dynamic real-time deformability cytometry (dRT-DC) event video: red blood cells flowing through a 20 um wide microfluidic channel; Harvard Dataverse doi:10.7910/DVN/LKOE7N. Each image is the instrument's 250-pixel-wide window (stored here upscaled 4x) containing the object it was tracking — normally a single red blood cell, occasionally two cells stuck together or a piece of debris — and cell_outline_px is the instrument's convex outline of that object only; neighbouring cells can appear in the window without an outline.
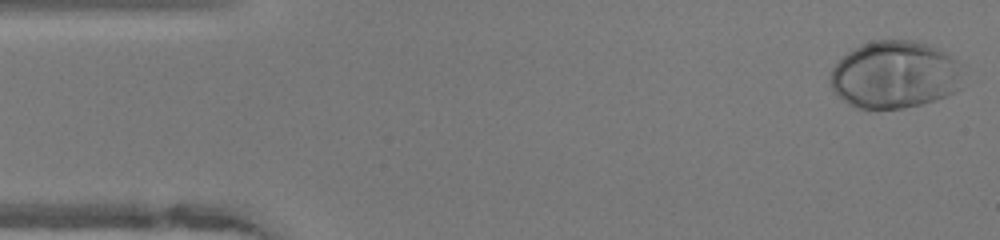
{"species": "human", "species_latin": "Homo sapiens", "temperature_condition": "warm", "stored_images_in_passage": 48, "camera_frame_rate_fps": 3000, "um_per_image_px": 0.085, "donor": {"sex": "female"}, "frame": {"image": 1, "passage_image": 1, "time_ms": 0.0, "image_size_px": [1000, 240], "cell_outline_px": [[964, 64], [956, 92], [936, 100], [904, 108], [856, 108], [848, 104], [836, 96], [832, 92], [828, 80], [832, 68], [848, 52], [864, 44], [876, 40], [920, 40], [952, 56]], "centroid_in_image_um": [76.05, 6.36], "position_along_channel_um": 9.0, "area_um2": 52.6}}
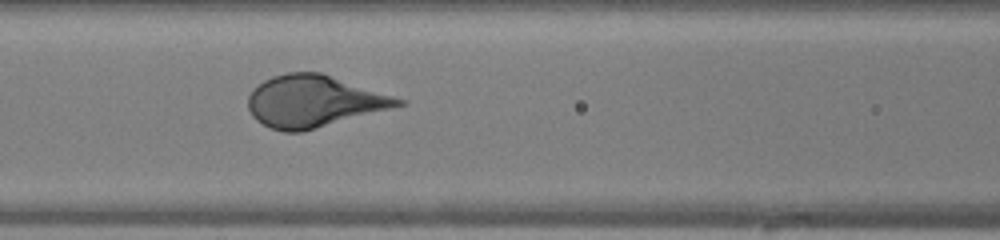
{"frame": {"image": 2, "passage_image": 19, "time_ms": 6.0, "image_size_px": [1000, 240], "cell_outline_px": [[408, 104], [304, 132], [284, 132], [272, 128], [256, 120], [252, 116], [248, 108], [248, 96], [264, 80], [272, 76], [288, 72], [320, 72], [408, 100]], "centroid_in_image_um": [26.73, 8.62], "position_along_channel_um": 139.9, "area_um2": 45.43}}
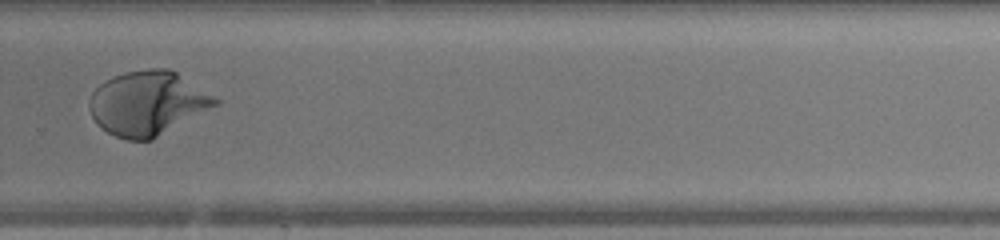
{"frame": {"image": 3, "passage_image": 32, "time_ms": 10.333, "image_size_px": [1000, 240], "cell_outline_px": [[220, 104], [152, 140], [128, 140], [116, 136], [108, 132], [92, 116], [88, 108], [88, 100], [92, 92], [100, 84], [112, 76], [124, 72], [148, 68], [168, 68], [176, 72], [220, 100]], "centroid_in_image_um": [12.55, 8.76], "position_along_channel_um": 317.3, "area_um2": 46.93}}